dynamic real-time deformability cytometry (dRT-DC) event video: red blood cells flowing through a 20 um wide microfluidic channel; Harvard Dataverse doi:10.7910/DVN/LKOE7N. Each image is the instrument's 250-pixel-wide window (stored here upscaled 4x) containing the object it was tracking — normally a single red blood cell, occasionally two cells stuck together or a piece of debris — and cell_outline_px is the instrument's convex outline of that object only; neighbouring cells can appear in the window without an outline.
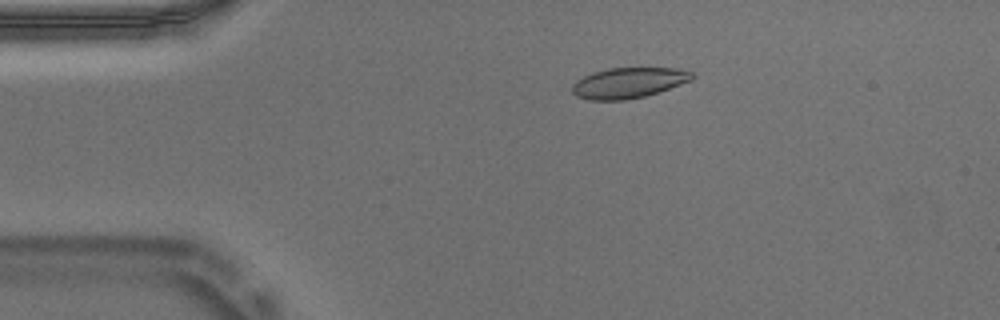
{"species": "Egyptian fruit bat (a non-hibernating species)", "species_latin": "Rousettus aegyptiacus", "temperature_condition": "warm", "stored_images_in_passage": 53, "camera_frame_rate_fps": 3000, "um_per_image_px": 0.085, "animal": {"sex": "male"}, "frame": {"image": 1, "passage_image": 10, "time_ms": 3.0, "image_size_px": [1000, 320], "cell_outline_px": [[696, 76], [692, 80], [660, 92], [644, 96], [624, 100], [588, 100], [576, 96], [572, 92], [572, 84], [576, 80], [592, 72], [608, 68], [676, 68], [692, 72]], "centroid_in_image_um": [53.42, 7.04], "position_along_channel_um": 31.6, "area_um2": 21.5}}
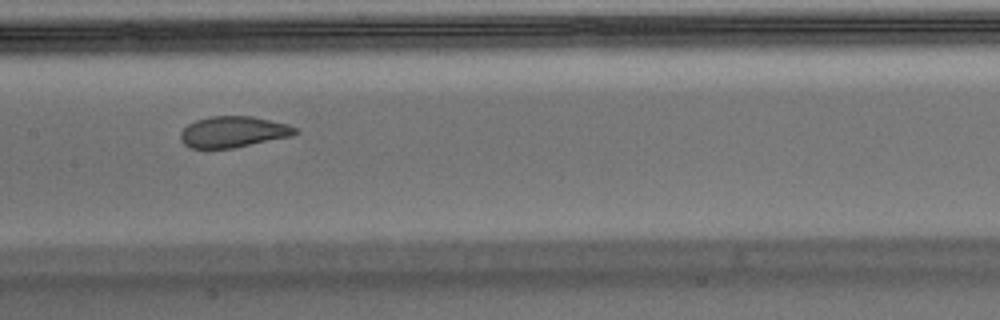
{"frame": {"image": 2, "passage_image": 26, "time_ms": 8.333, "image_size_px": [1000, 320], "cell_outline_px": [[300, 132], [292, 136], [232, 148], [188, 148], [180, 140], [180, 132], [188, 124], [196, 120], [212, 116], [252, 116], [288, 124], [296, 128]], "centroid_in_image_um": [19.82, 11.21], "position_along_channel_um": 187.6, "area_um2": 20.81}}
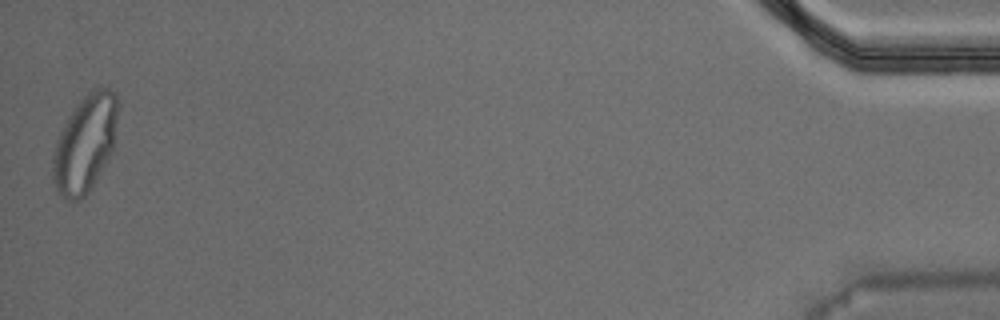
{"frame": {"image": 3, "passage_image": 53, "time_ms": 17.333, "image_size_px": [1000, 320], "cell_outline_px": [[120, 104], [112, 152], [92, 188], [80, 200], [68, 200], [60, 196], [52, 180], [52, 156], [56, 140], [68, 116], [76, 104], [92, 88], [100, 84], [116, 92]], "centroid_in_image_um": [7.25, 12.16], "position_along_channel_um": 428.0, "area_um2": 37.63}, "authors_computed_cell_mechanics": {"area_um2": 22.0796, "velocity_mm_per_s": 3.7203, "shape_relaxation_time_tau1_ms": null, "shape_relaxation_time_tau2_ms": 0.7812, "deformation_change_tau1": null, "deformation_change_tau2": 0.0593}}